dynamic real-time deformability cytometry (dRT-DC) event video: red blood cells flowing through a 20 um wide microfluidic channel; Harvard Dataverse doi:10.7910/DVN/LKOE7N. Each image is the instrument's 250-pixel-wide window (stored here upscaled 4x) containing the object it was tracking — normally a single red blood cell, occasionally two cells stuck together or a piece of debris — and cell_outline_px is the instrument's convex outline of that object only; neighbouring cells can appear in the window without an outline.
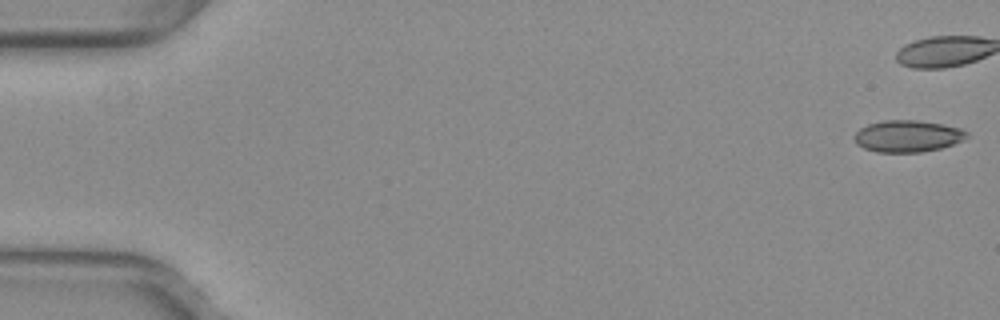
{"species": "common noctule bat (a hibernating species)", "species_latin": "Nyctalus noctula", "temperature_condition": "warm", "stored_images_in_passage": 41, "camera_frame_rate_fps": 3000, "um_per_image_px": 0.085, "animal": {"sex": "female", "body_mass_g": 29.2, "forearm_length_mm": 56.3}, "frame": {"image": 1, "passage_image": 1, "time_ms": 0.0, "image_size_px": [1000, 320], "cell_outline_px": [[968, 136], [952, 144], [940, 148], [920, 152], [876, 152], [864, 148], [856, 144], [852, 136], [860, 128], [868, 124], [884, 120], [916, 120], [940, 124], [960, 128], [968, 132]], "centroid_in_image_um": [77.09, 11.57], "position_along_channel_um": 7.9, "area_um2": 20.69}}